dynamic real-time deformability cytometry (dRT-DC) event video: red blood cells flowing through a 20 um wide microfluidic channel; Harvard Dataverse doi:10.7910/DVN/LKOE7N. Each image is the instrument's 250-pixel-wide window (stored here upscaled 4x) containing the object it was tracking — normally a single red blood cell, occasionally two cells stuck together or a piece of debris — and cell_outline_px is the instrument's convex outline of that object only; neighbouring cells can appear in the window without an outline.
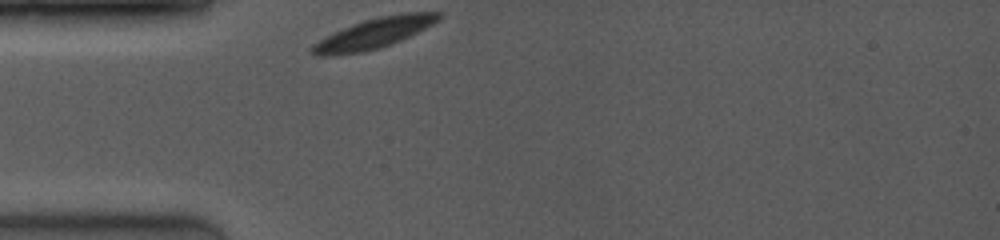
{"species": "common noctule bat (a hibernating species)", "species_latin": "Nyctalus noctula", "temperature_condition": "room temperature", "stored_images_in_passage": 31, "camera_frame_rate_fps": 4000, "um_per_image_px": 0.085, "animal": {"sex": "female", "body_mass_g": 19.0, "forearm_length_mm": 53.3}, "frame": {"image": 1, "passage_image": 1, "time_ms": 0.0, "image_size_px": [1000, 240], "cell_outline_px": [[440, 16], [432, 24], [400, 40], [376, 48], [360, 52], [324, 56], [320, 56], [312, 52], [312, 48], [320, 40], [344, 28], [364, 20], [384, 16], [408, 12], [440, 12]], "centroid_in_image_um": [31.81, 2.82], "position_along_channel_um": 53.2, "area_um2": 21.04}}
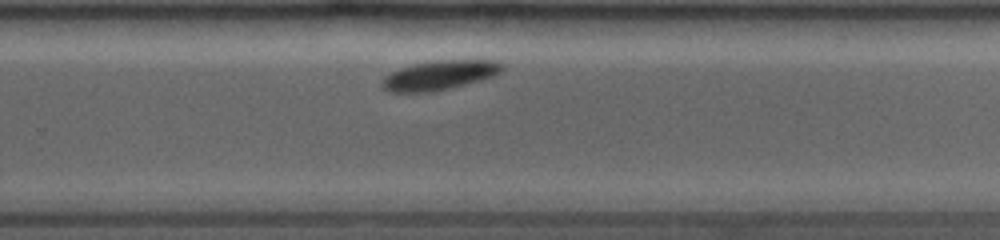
{"frame": {"image": 2, "passage_image": 20, "time_ms": 6.5, "image_size_px": [1000, 240], "cell_outline_px": [[504, 68], [500, 72], [492, 76], [480, 80], [464, 84], [428, 92], [388, 92], [380, 84], [384, 76], [400, 68], [412, 64], [432, 60], [496, 60]], "centroid_in_image_um": [37.31, 6.38], "position_along_channel_um": 292.5, "area_um2": 20.35}}
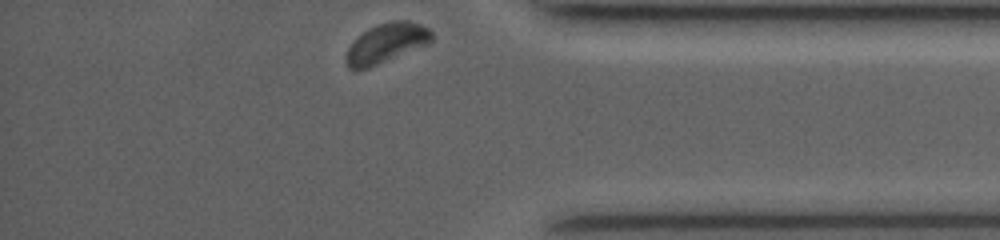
{"frame": {"image": 3, "passage_image": 30, "time_ms": 9.5, "image_size_px": [1000, 240], "cell_outline_px": [[432, 40], [428, 44], [368, 68], [348, 68], [344, 60], [348, 48], [368, 28], [376, 24], [392, 20], [408, 20], [420, 24], [428, 28], [432, 32]], "centroid_in_image_um": [32.85, 3.65], "position_along_channel_um": 402.3, "area_um2": 19.48}, "authors_computed_cell_mechanics": {"area_um2": 20.5768, "velocity_mm_per_s": 3.8081, "shape_relaxation_time_tau1_ms": 3.0903, "shape_relaxation_time_tau2_ms": null, "deformation_change_tau1": 0.0682, "deformation_change_tau2": null}}